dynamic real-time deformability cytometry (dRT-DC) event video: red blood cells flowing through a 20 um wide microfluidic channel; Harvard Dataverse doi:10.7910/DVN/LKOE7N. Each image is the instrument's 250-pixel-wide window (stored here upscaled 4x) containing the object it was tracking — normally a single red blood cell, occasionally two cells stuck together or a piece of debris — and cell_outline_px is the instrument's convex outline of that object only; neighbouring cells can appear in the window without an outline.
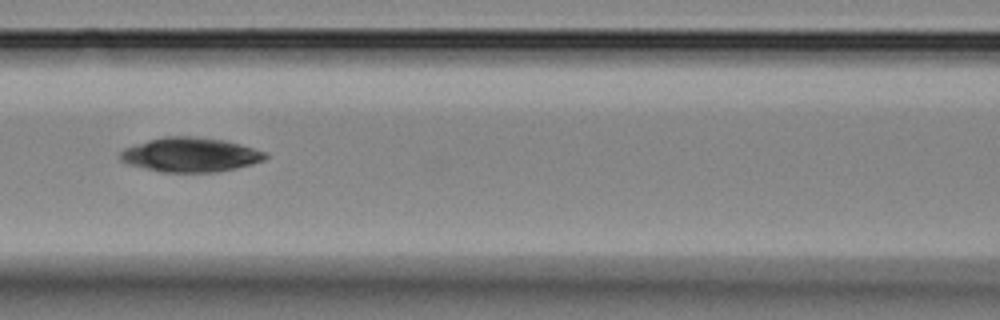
{"species": "Egyptian fruit bat (a non-hibernating species)", "species_latin": "Rousettus aegyptiacus", "temperature_condition": "room temperature", "stored_images_in_passage": 17, "segment_of_instrument_passage": [1, 2], "camera_frame_rate_fps": 3000, "um_per_image_px": 0.085, "animal": {"sex": "female"}, "frame": {"image": 1, "passage_image": 7, "time_ms": 6.667, "image_size_px": [1000, 320], "cell_outline_px": [[268, 156], [264, 160], [252, 164], [236, 168], [216, 172], [160, 172], [128, 164], [120, 160], [120, 152], [124, 148], [148, 140], [164, 136], [196, 136], [224, 140], [240, 144], [268, 152]], "centroid_in_image_um": [16.19, 13.15], "position_along_channel_um": 150.4, "area_um2": 29.19}}
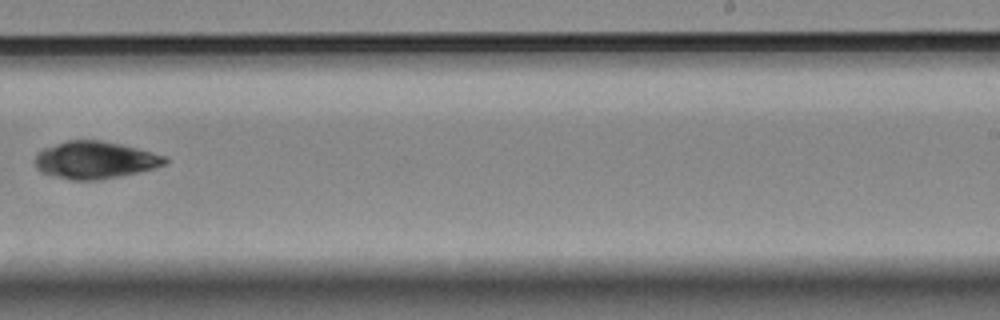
{"frame": {"image": 2, "passage_image": 10, "time_ms": 10.333, "image_size_px": [1000, 320], "cell_outline_px": [[168, 160], [164, 164], [152, 168], [120, 176], [96, 180], [72, 180], [56, 176], [44, 172], [36, 168], [36, 156], [44, 148], [68, 140], [100, 140], [120, 144], [136, 148], [164, 156]], "centroid_in_image_um": [8.06, 13.6], "position_along_channel_um": 280.9, "area_um2": 27.57}}
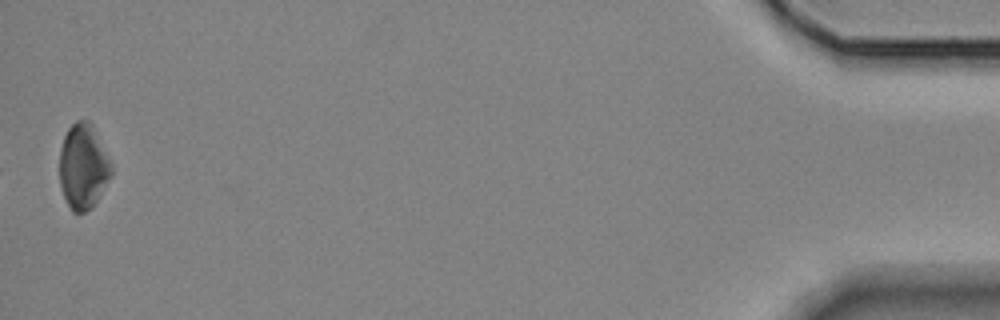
{"frame": {"image": 3, "passage_image": 16, "time_ms": 17.0, "image_size_px": [1000, 320], "cell_outline_px": [[112, 176], [92, 208], [84, 212], [72, 212], [64, 196], [60, 184], [60, 148], [64, 136], [68, 128], [76, 120], [88, 120], [92, 124], [112, 164]], "centroid_in_image_um": [7.08, 14.15], "position_along_channel_um": 428.1, "area_um2": 25.72}}